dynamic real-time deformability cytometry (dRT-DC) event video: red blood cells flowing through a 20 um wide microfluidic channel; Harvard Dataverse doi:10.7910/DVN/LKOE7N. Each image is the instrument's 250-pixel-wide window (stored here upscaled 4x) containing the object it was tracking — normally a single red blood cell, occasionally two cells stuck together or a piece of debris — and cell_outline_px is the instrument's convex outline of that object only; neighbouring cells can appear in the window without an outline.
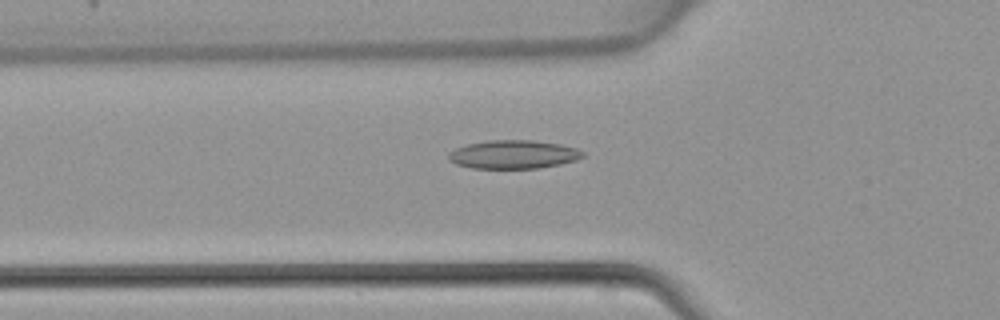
{"species": "common noctule bat (a hibernating species)", "species_latin": "Nyctalus noctula", "temperature_condition": "warm", "stored_images_in_passage": 45, "camera_frame_rate_fps": 3000, "um_per_image_px": 0.085, "animal": {"sex": "female", "body_mass_g": 22.7, "forearm_length_mm": 54.2}, "frame": {"image": 1, "passage_image": 16, "time_ms": 5.0, "image_size_px": [1000, 320], "cell_outline_px": [[584, 156], [576, 160], [560, 164], [540, 168], [472, 168], [456, 164], [448, 160], [448, 152], [456, 148], [468, 144], [488, 140], [532, 140], [560, 144], [576, 148], [584, 152]], "centroid_in_image_um": [43.63, 13.13], "position_along_channel_um": 82.2, "area_um2": 22.31}}
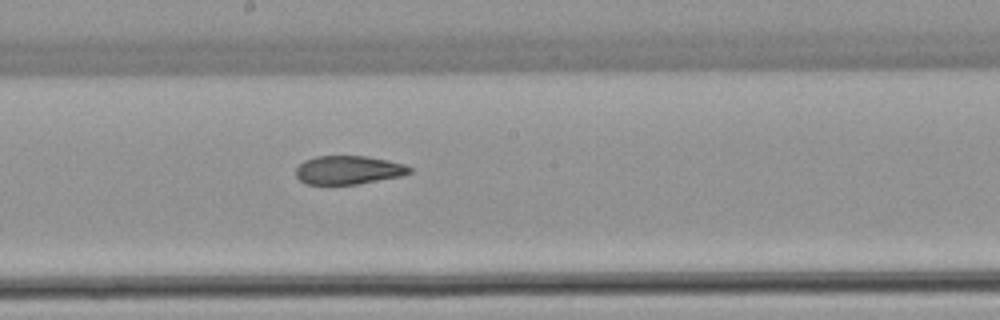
{"frame": {"image": 2, "passage_image": 25, "time_ms": 8.0, "image_size_px": [1000, 320], "cell_outline_px": [[412, 172], [400, 176], [356, 184], [308, 184], [300, 180], [296, 176], [296, 168], [304, 160], [316, 156], [368, 156], [388, 160], [404, 164], [412, 168]], "centroid_in_image_um": [29.61, 14.44], "position_along_channel_um": 218.6, "area_um2": 18.84}}
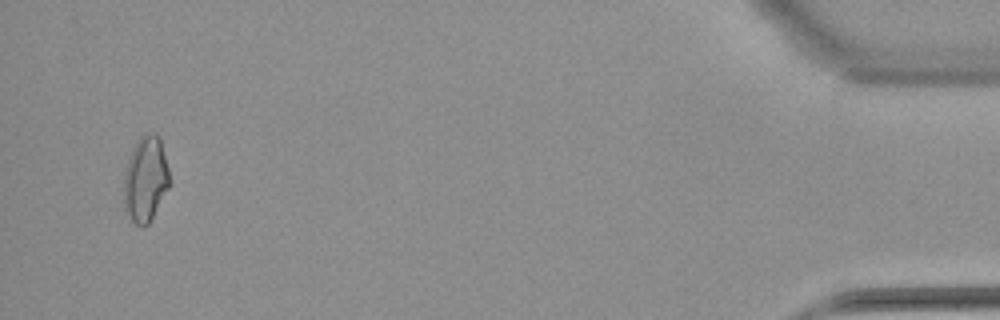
{"frame": {"image": 3, "passage_image": 44, "time_ms": 14.333, "image_size_px": [1000, 320], "cell_outline_px": [[168, 188], [148, 224], [144, 228], [140, 228], [132, 220], [124, 208], [124, 172], [132, 148], [136, 140], [144, 132], [156, 132], [160, 136], [168, 168]], "centroid_in_image_um": [12.35, 15.18], "position_along_channel_um": 422.8, "area_um2": 22.83}}